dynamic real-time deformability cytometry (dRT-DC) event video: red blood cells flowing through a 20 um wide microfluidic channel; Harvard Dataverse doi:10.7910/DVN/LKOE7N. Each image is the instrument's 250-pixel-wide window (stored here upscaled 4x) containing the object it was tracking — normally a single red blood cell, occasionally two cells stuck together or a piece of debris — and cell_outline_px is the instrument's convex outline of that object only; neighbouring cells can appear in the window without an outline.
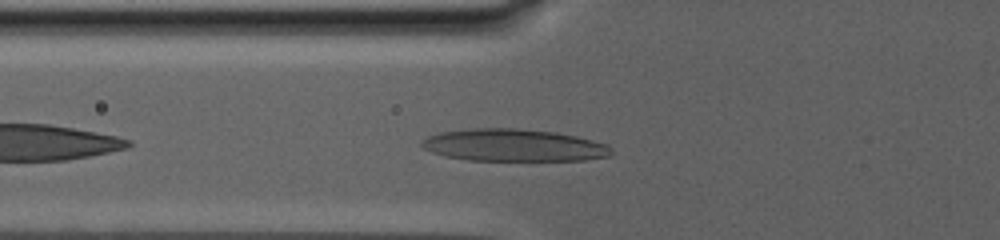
{"species": "human", "species_latin": "Homo sapiens", "temperature_condition": "warm", "stored_images_in_passage": 55, "camera_frame_rate_fps": 3000, "um_per_image_px": 0.085, "donor": {"sex": "male"}, "frame": {"image": 1, "passage_image": 5, "time_ms": 1.333, "image_size_px": [1000, 240], "cell_outline_px": [[612, 156], [584, 160], [468, 160], [444, 156], [420, 148], [420, 140], [424, 136], [440, 132], [468, 128], [516, 128], [556, 132], [576, 136], [608, 144], [612, 148]], "centroid_in_image_um": [43.61, 12.34], "position_along_channel_um": 82.2, "area_um2": 36.13}}
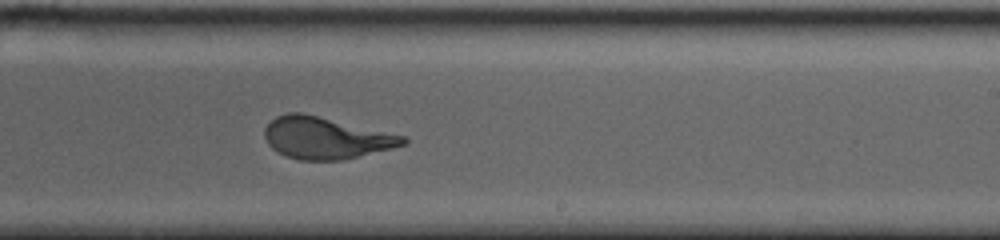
{"frame": {"image": 2, "passage_image": 27, "time_ms": 8.333, "image_size_px": [1000, 240], "cell_outline_px": [[408, 140], [404, 144], [392, 148], [344, 160], [300, 160], [284, 156], [276, 152], [268, 144], [264, 136], [264, 128], [276, 116], [288, 112], [304, 112], [404, 136]], "centroid_in_image_um": [27.64, 11.72], "position_along_channel_um": 261.4, "area_um2": 33.81}}
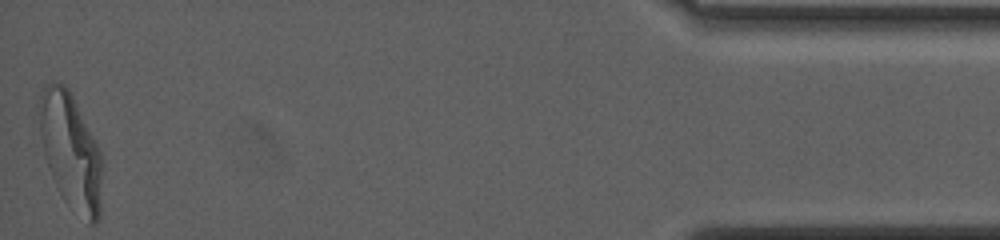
{"frame": {"image": 3, "passage_image": 55, "time_ms": 17.667, "image_size_px": [1000, 240], "cell_outline_px": [[104, 168], [100, 216], [96, 224], [88, 224], [64, 200], [48, 168], [40, 136], [36, 112], [36, 104], [40, 92], [44, 84], [52, 80], [64, 84], [68, 88], [100, 152]], "centroid_in_image_um": [5.99, 12.84], "position_along_channel_um": 429.2, "area_um2": 43.18}, "authors_computed_cell_mechanics": {"area_um2": 34.391, "velocity_mm_per_s": 2.5742, "shape_relaxation_time_tau1_ms": 7.3571, "shape_relaxation_time_tau2_ms": null, "deformation_change_tau1": 0.255, "deformation_change_tau2": null}}